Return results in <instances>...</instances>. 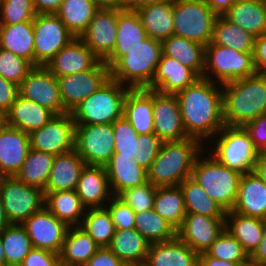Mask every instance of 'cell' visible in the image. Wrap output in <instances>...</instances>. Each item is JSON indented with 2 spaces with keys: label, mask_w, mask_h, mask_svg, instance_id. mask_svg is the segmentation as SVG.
<instances>
[{
  "label": "cell",
  "mask_w": 266,
  "mask_h": 266,
  "mask_svg": "<svg viewBox=\"0 0 266 266\" xmlns=\"http://www.w3.org/2000/svg\"><path fill=\"white\" fill-rule=\"evenodd\" d=\"M176 96L187 136L198 139L203 144H206V140L212 142L211 139L225 125L222 85L199 78Z\"/></svg>",
  "instance_id": "obj_1"
},
{
  "label": "cell",
  "mask_w": 266,
  "mask_h": 266,
  "mask_svg": "<svg viewBox=\"0 0 266 266\" xmlns=\"http://www.w3.org/2000/svg\"><path fill=\"white\" fill-rule=\"evenodd\" d=\"M162 53V41L148 37L131 50L113 51L104 62L111 79L130 89H147Z\"/></svg>",
  "instance_id": "obj_2"
},
{
  "label": "cell",
  "mask_w": 266,
  "mask_h": 266,
  "mask_svg": "<svg viewBox=\"0 0 266 266\" xmlns=\"http://www.w3.org/2000/svg\"><path fill=\"white\" fill-rule=\"evenodd\" d=\"M225 125L241 126L266 113V75L256 74L222 85Z\"/></svg>",
  "instance_id": "obj_3"
},
{
  "label": "cell",
  "mask_w": 266,
  "mask_h": 266,
  "mask_svg": "<svg viewBox=\"0 0 266 266\" xmlns=\"http://www.w3.org/2000/svg\"><path fill=\"white\" fill-rule=\"evenodd\" d=\"M195 138L165 141L147 171L148 181L155 187L178 186L191 177L197 157L207 146ZM205 147V148H204Z\"/></svg>",
  "instance_id": "obj_4"
},
{
  "label": "cell",
  "mask_w": 266,
  "mask_h": 266,
  "mask_svg": "<svg viewBox=\"0 0 266 266\" xmlns=\"http://www.w3.org/2000/svg\"><path fill=\"white\" fill-rule=\"evenodd\" d=\"M129 90L109 78L71 112L75 125L114 123L123 116L124 100Z\"/></svg>",
  "instance_id": "obj_5"
},
{
  "label": "cell",
  "mask_w": 266,
  "mask_h": 266,
  "mask_svg": "<svg viewBox=\"0 0 266 266\" xmlns=\"http://www.w3.org/2000/svg\"><path fill=\"white\" fill-rule=\"evenodd\" d=\"M203 153L205 151L197 157L191 177L226 212L232 211L242 174L221 164L212 155L202 156Z\"/></svg>",
  "instance_id": "obj_6"
},
{
  "label": "cell",
  "mask_w": 266,
  "mask_h": 266,
  "mask_svg": "<svg viewBox=\"0 0 266 266\" xmlns=\"http://www.w3.org/2000/svg\"><path fill=\"white\" fill-rule=\"evenodd\" d=\"M214 137L212 153L208 154L242 175L254 171L260 153L244 127L224 125Z\"/></svg>",
  "instance_id": "obj_7"
},
{
  "label": "cell",
  "mask_w": 266,
  "mask_h": 266,
  "mask_svg": "<svg viewBox=\"0 0 266 266\" xmlns=\"http://www.w3.org/2000/svg\"><path fill=\"white\" fill-rule=\"evenodd\" d=\"M256 74L253 52H240L219 45L205 46V67L202 78L223 85Z\"/></svg>",
  "instance_id": "obj_8"
},
{
  "label": "cell",
  "mask_w": 266,
  "mask_h": 266,
  "mask_svg": "<svg viewBox=\"0 0 266 266\" xmlns=\"http://www.w3.org/2000/svg\"><path fill=\"white\" fill-rule=\"evenodd\" d=\"M217 17L205 0H173V35L207 46Z\"/></svg>",
  "instance_id": "obj_9"
},
{
  "label": "cell",
  "mask_w": 266,
  "mask_h": 266,
  "mask_svg": "<svg viewBox=\"0 0 266 266\" xmlns=\"http://www.w3.org/2000/svg\"><path fill=\"white\" fill-rule=\"evenodd\" d=\"M0 196L11 224H22L44 207V191L25 184L15 176L0 177Z\"/></svg>",
  "instance_id": "obj_10"
},
{
  "label": "cell",
  "mask_w": 266,
  "mask_h": 266,
  "mask_svg": "<svg viewBox=\"0 0 266 266\" xmlns=\"http://www.w3.org/2000/svg\"><path fill=\"white\" fill-rule=\"evenodd\" d=\"M112 124L75 125L74 150L89 166H105L114 154Z\"/></svg>",
  "instance_id": "obj_11"
},
{
  "label": "cell",
  "mask_w": 266,
  "mask_h": 266,
  "mask_svg": "<svg viewBox=\"0 0 266 266\" xmlns=\"http://www.w3.org/2000/svg\"><path fill=\"white\" fill-rule=\"evenodd\" d=\"M34 66L48 62L75 36L56 14H37L33 20Z\"/></svg>",
  "instance_id": "obj_12"
},
{
  "label": "cell",
  "mask_w": 266,
  "mask_h": 266,
  "mask_svg": "<svg viewBox=\"0 0 266 266\" xmlns=\"http://www.w3.org/2000/svg\"><path fill=\"white\" fill-rule=\"evenodd\" d=\"M110 78L108 65L101 60L94 68L57 78L64 109L71 113L83 100Z\"/></svg>",
  "instance_id": "obj_13"
},
{
  "label": "cell",
  "mask_w": 266,
  "mask_h": 266,
  "mask_svg": "<svg viewBox=\"0 0 266 266\" xmlns=\"http://www.w3.org/2000/svg\"><path fill=\"white\" fill-rule=\"evenodd\" d=\"M29 136L32 149L53 155L64 154L74 150L75 122L71 113L56 115Z\"/></svg>",
  "instance_id": "obj_14"
},
{
  "label": "cell",
  "mask_w": 266,
  "mask_h": 266,
  "mask_svg": "<svg viewBox=\"0 0 266 266\" xmlns=\"http://www.w3.org/2000/svg\"><path fill=\"white\" fill-rule=\"evenodd\" d=\"M19 95L52 111L68 113L62 104L57 77L45 66H35L18 86Z\"/></svg>",
  "instance_id": "obj_15"
},
{
  "label": "cell",
  "mask_w": 266,
  "mask_h": 266,
  "mask_svg": "<svg viewBox=\"0 0 266 266\" xmlns=\"http://www.w3.org/2000/svg\"><path fill=\"white\" fill-rule=\"evenodd\" d=\"M33 248L60 253L69 226L53 215L45 206L21 224Z\"/></svg>",
  "instance_id": "obj_16"
},
{
  "label": "cell",
  "mask_w": 266,
  "mask_h": 266,
  "mask_svg": "<svg viewBox=\"0 0 266 266\" xmlns=\"http://www.w3.org/2000/svg\"><path fill=\"white\" fill-rule=\"evenodd\" d=\"M153 122L154 134L163 142L189 138L176 94H165L153 89Z\"/></svg>",
  "instance_id": "obj_17"
},
{
  "label": "cell",
  "mask_w": 266,
  "mask_h": 266,
  "mask_svg": "<svg viewBox=\"0 0 266 266\" xmlns=\"http://www.w3.org/2000/svg\"><path fill=\"white\" fill-rule=\"evenodd\" d=\"M225 218L186 213L176 236L199 255L206 253L225 229Z\"/></svg>",
  "instance_id": "obj_18"
},
{
  "label": "cell",
  "mask_w": 266,
  "mask_h": 266,
  "mask_svg": "<svg viewBox=\"0 0 266 266\" xmlns=\"http://www.w3.org/2000/svg\"><path fill=\"white\" fill-rule=\"evenodd\" d=\"M79 38L98 58L105 60L116 44L117 9H99Z\"/></svg>",
  "instance_id": "obj_19"
},
{
  "label": "cell",
  "mask_w": 266,
  "mask_h": 266,
  "mask_svg": "<svg viewBox=\"0 0 266 266\" xmlns=\"http://www.w3.org/2000/svg\"><path fill=\"white\" fill-rule=\"evenodd\" d=\"M100 61L79 37H75L45 67L58 78L92 69Z\"/></svg>",
  "instance_id": "obj_20"
},
{
  "label": "cell",
  "mask_w": 266,
  "mask_h": 266,
  "mask_svg": "<svg viewBox=\"0 0 266 266\" xmlns=\"http://www.w3.org/2000/svg\"><path fill=\"white\" fill-rule=\"evenodd\" d=\"M30 149L29 134L6 125L0 131V177L15 176Z\"/></svg>",
  "instance_id": "obj_21"
},
{
  "label": "cell",
  "mask_w": 266,
  "mask_h": 266,
  "mask_svg": "<svg viewBox=\"0 0 266 266\" xmlns=\"http://www.w3.org/2000/svg\"><path fill=\"white\" fill-rule=\"evenodd\" d=\"M199 78L192 69L162 53L154 78L148 88L165 94H177L194 84Z\"/></svg>",
  "instance_id": "obj_22"
},
{
  "label": "cell",
  "mask_w": 266,
  "mask_h": 266,
  "mask_svg": "<svg viewBox=\"0 0 266 266\" xmlns=\"http://www.w3.org/2000/svg\"><path fill=\"white\" fill-rule=\"evenodd\" d=\"M76 192L87 209L105 207L113 197L105 167L86 165L79 177Z\"/></svg>",
  "instance_id": "obj_23"
},
{
  "label": "cell",
  "mask_w": 266,
  "mask_h": 266,
  "mask_svg": "<svg viewBox=\"0 0 266 266\" xmlns=\"http://www.w3.org/2000/svg\"><path fill=\"white\" fill-rule=\"evenodd\" d=\"M232 211L266 220V183L254 171L241 175Z\"/></svg>",
  "instance_id": "obj_24"
},
{
  "label": "cell",
  "mask_w": 266,
  "mask_h": 266,
  "mask_svg": "<svg viewBox=\"0 0 266 266\" xmlns=\"http://www.w3.org/2000/svg\"><path fill=\"white\" fill-rule=\"evenodd\" d=\"M104 167L113 196L148 182L147 171L137 163L135 157L112 156Z\"/></svg>",
  "instance_id": "obj_25"
},
{
  "label": "cell",
  "mask_w": 266,
  "mask_h": 266,
  "mask_svg": "<svg viewBox=\"0 0 266 266\" xmlns=\"http://www.w3.org/2000/svg\"><path fill=\"white\" fill-rule=\"evenodd\" d=\"M85 166L75 150L55 155L44 192L76 190Z\"/></svg>",
  "instance_id": "obj_26"
},
{
  "label": "cell",
  "mask_w": 266,
  "mask_h": 266,
  "mask_svg": "<svg viewBox=\"0 0 266 266\" xmlns=\"http://www.w3.org/2000/svg\"><path fill=\"white\" fill-rule=\"evenodd\" d=\"M123 116L140 134H154L153 89H130L124 100Z\"/></svg>",
  "instance_id": "obj_27"
},
{
  "label": "cell",
  "mask_w": 266,
  "mask_h": 266,
  "mask_svg": "<svg viewBox=\"0 0 266 266\" xmlns=\"http://www.w3.org/2000/svg\"><path fill=\"white\" fill-rule=\"evenodd\" d=\"M199 254L177 236L170 241L150 244L144 266H198Z\"/></svg>",
  "instance_id": "obj_28"
},
{
  "label": "cell",
  "mask_w": 266,
  "mask_h": 266,
  "mask_svg": "<svg viewBox=\"0 0 266 266\" xmlns=\"http://www.w3.org/2000/svg\"><path fill=\"white\" fill-rule=\"evenodd\" d=\"M6 116L8 126L30 134L47 124L56 115L18 94Z\"/></svg>",
  "instance_id": "obj_29"
},
{
  "label": "cell",
  "mask_w": 266,
  "mask_h": 266,
  "mask_svg": "<svg viewBox=\"0 0 266 266\" xmlns=\"http://www.w3.org/2000/svg\"><path fill=\"white\" fill-rule=\"evenodd\" d=\"M126 266H144L150 243L136 230H115L107 246Z\"/></svg>",
  "instance_id": "obj_30"
},
{
  "label": "cell",
  "mask_w": 266,
  "mask_h": 266,
  "mask_svg": "<svg viewBox=\"0 0 266 266\" xmlns=\"http://www.w3.org/2000/svg\"><path fill=\"white\" fill-rule=\"evenodd\" d=\"M100 246L80 226H69L61 251V266H84Z\"/></svg>",
  "instance_id": "obj_31"
},
{
  "label": "cell",
  "mask_w": 266,
  "mask_h": 266,
  "mask_svg": "<svg viewBox=\"0 0 266 266\" xmlns=\"http://www.w3.org/2000/svg\"><path fill=\"white\" fill-rule=\"evenodd\" d=\"M223 15L254 37L266 35V0H237Z\"/></svg>",
  "instance_id": "obj_32"
},
{
  "label": "cell",
  "mask_w": 266,
  "mask_h": 266,
  "mask_svg": "<svg viewBox=\"0 0 266 266\" xmlns=\"http://www.w3.org/2000/svg\"><path fill=\"white\" fill-rule=\"evenodd\" d=\"M264 227V219L233 211L226 212L225 229L242 244L249 256L259 247L263 239Z\"/></svg>",
  "instance_id": "obj_33"
},
{
  "label": "cell",
  "mask_w": 266,
  "mask_h": 266,
  "mask_svg": "<svg viewBox=\"0 0 266 266\" xmlns=\"http://www.w3.org/2000/svg\"><path fill=\"white\" fill-rule=\"evenodd\" d=\"M148 37L163 41L173 35V0L135 9Z\"/></svg>",
  "instance_id": "obj_34"
},
{
  "label": "cell",
  "mask_w": 266,
  "mask_h": 266,
  "mask_svg": "<svg viewBox=\"0 0 266 266\" xmlns=\"http://www.w3.org/2000/svg\"><path fill=\"white\" fill-rule=\"evenodd\" d=\"M44 206L68 226H80L87 208L76 190L44 192Z\"/></svg>",
  "instance_id": "obj_35"
},
{
  "label": "cell",
  "mask_w": 266,
  "mask_h": 266,
  "mask_svg": "<svg viewBox=\"0 0 266 266\" xmlns=\"http://www.w3.org/2000/svg\"><path fill=\"white\" fill-rule=\"evenodd\" d=\"M163 54L177 59L183 66L192 69L200 78L203 77L205 67V46L172 35L162 41Z\"/></svg>",
  "instance_id": "obj_36"
},
{
  "label": "cell",
  "mask_w": 266,
  "mask_h": 266,
  "mask_svg": "<svg viewBox=\"0 0 266 266\" xmlns=\"http://www.w3.org/2000/svg\"><path fill=\"white\" fill-rule=\"evenodd\" d=\"M0 48L12 52L34 65L33 22L0 25Z\"/></svg>",
  "instance_id": "obj_37"
},
{
  "label": "cell",
  "mask_w": 266,
  "mask_h": 266,
  "mask_svg": "<svg viewBox=\"0 0 266 266\" xmlns=\"http://www.w3.org/2000/svg\"><path fill=\"white\" fill-rule=\"evenodd\" d=\"M255 37L239 25L218 15L214 23L211 42L208 45H219L240 52H253Z\"/></svg>",
  "instance_id": "obj_38"
},
{
  "label": "cell",
  "mask_w": 266,
  "mask_h": 266,
  "mask_svg": "<svg viewBox=\"0 0 266 266\" xmlns=\"http://www.w3.org/2000/svg\"><path fill=\"white\" fill-rule=\"evenodd\" d=\"M153 209L177 231L186 216L180 186L157 187Z\"/></svg>",
  "instance_id": "obj_39"
},
{
  "label": "cell",
  "mask_w": 266,
  "mask_h": 266,
  "mask_svg": "<svg viewBox=\"0 0 266 266\" xmlns=\"http://www.w3.org/2000/svg\"><path fill=\"white\" fill-rule=\"evenodd\" d=\"M98 10L94 0H64L56 15L75 37H79Z\"/></svg>",
  "instance_id": "obj_40"
},
{
  "label": "cell",
  "mask_w": 266,
  "mask_h": 266,
  "mask_svg": "<svg viewBox=\"0 0 266 266\" xmlns=\"http://www.w3.org/2000/svg\"><path fill=\"white\" fill-rule=\"evenodd\" d=\"M148 38L138 13L133 9L117 10V39L113 51H128Z\"/></svg>",
  "instance_id": "obj_41"
},
{
  "label": "cell",
  "mask_w": 266,
  "mask_h": 266,
  "mask_svg": "<svg viewBox=\"0 0 266 266\" xmlns=\"http://www.w3.org/2000/svg\"><path fill=\"white\" fill-rule=\"evenodd\" d=\"M185 200L186 213L201 214L208 217H226V211L192 177L179 184Z\"/></svg>",
  "instance_id": "obj_42"
},
{
  "label": "cell",
  "mask_w": 266,
  "mask_h": 266,
  "mask_svg": "<svg viewBox=\"0 0 266 266\" xmlns=\"http://www.w3.org/2000/svg\"><path fill=\"white\" fill-rule=\"evenodd\" d=\"M55 155L30 149L15 177L29 186L44 191Z\"/></svg>",
  "instance_id": "obj_43"
},
{
  "label": "cell",
  "mask_w": 266,
  "mask_h": 266,
  "mask_svg": "<svg viewBox=\"0 0 266 266\" xmlns=\"http://www.w3.org/2000/svg\"><path fill=\"white\" fill-rule=\"evenodd\" d=\"M7 266H20L33 249L32 242L21 224H10L1 233Z\"/></svg>",
  "instance_id": "obj_44"
},
{
  "label": "cell",
  "mask_w": 266,
  "mask_h": 266,
  "mask_svg": "<svg viewBox=\"0 0 266 266\" xmlns=\"http://www.w3.org/2000/svg\"><path fill=\"white\" fill-rule=\"evenodd\" d=\"M134 229L150 244L170 241L176 237V230L154 209L135 213Z\"/></svg>",
  "instance_id": "obj_45"
},
{
  "label": "cell",
  "mask_w": 266,
  "mask_h": 266,
  "mask_svg": "<svg viewBox=\"0 0 266 266\" xmlns=\"http://www.w3.org/2000/svg\"><path fill=\"white\" fill-rule=\"evenodd\" d=\"M80 227L100 247H107L115 233L114 223L105 207L87 209Z\"/></svg>",
  "instance_id": "obj_46"
},
{
  "label": "cell",
  "mask_w": 266,
  "mask_h": 266,
  "mask_svg": "<svg viewBox=\"0 0 266 266\" xmlns=\"http://www.w3.org/2000/svg\"><path fill=\"white\" fill-rule=\"evenodd\" d=\"M206 254L216 259L233 263H250V256L242 244L226 229L212 243Z\"/></svg>",
  "instance_id": "obj_47"
},
{
  "label": "cell",
  "mask_w": 266,
  "mask_h": 266,
  "mask_svg": "<svg viewBox=\"0 0 266 266\" xmlns=\"http://www.w3.org/2000/svg\"><path fill=\"white\" fill-rule=\"evenodd\" d=\"M115 136L114 154L112 156L135 157L137 155L139 134L131 123L122 116L112 123Z\"/></svg>",
  "instance_id": "obj_48"
},
{
  "label": "cell",
  "mask_w": 266,
  "mask_h": 266,
  "mask_svg": "<svg viewBox=\"0 0 266 266\" xmlns=\"http://www.w3.org/2000/svg\"><path fill=\"white\" fill-rule=\"evenodd\" d=\"M36 15L32 0H0V25L33 22Z\"/></svg>",
  "instance_id": "obj_49"
},
{
  "label": "cell",
  "mask_w": 266,
  "mask_h": 266,
  "mask_svg": "<svg viewBox=\"0 0 266 266\" xmlns=\"http://www.w3.org/2000/svg\"><path fill=\"white\" fill-rule=\"evenodd\" d=\"M35 66L28 60L0 48V76L17 86Z\"/></svg>",
  "instance_id": "obj_50"
},
{
  "label": "cell",
  "mask_w": 266,
  "mask_h": 266,
  "mask_svg": "<svg viewBox=\"0 0 266 266\" xmlns=\"http://www.w3.org/2000/svg\"><path fill=\"white\" fill-rule=\"evenodd\" d=\"M156 191L157 187L148 181L144 185L121 192L117 197L129 205L135 213H139L153 209Z\"/></svg>",
  "instance_id": "obj_51"
},
{
  "label": "cell",
  "mask_w": 266,
  "mask_h": 266,
  "mask_svg": "<svg viewBox=\"0 0 266 266\" xmlns=\"http://www.w3.org/2000/svg\"><path fill=\"white\" fill-rule=\"evenodd\" d=\"M138 142L135 160L142 168L148 171L156 159L163 141L155 134H140Z\"/></svg>",
  "instance_id": "obj_52"
},
{
  "label": "cell",
  "mask_w": 266,
  "mask_h": 266,
  "mask_svg": "<svg viewBox=\"0 0 266 266\" xmlns=\"http://www.w3.org/2000/svg\"><path fill=\"white\" fill-rule=\"evenodd\" d=\"M105 208L110 213L115 230L134 229V210L117 196H113Z\"/></svg>",
  "instance_id": "obj_53"
},
{
  "label": "cell",
  "mask_w": 266,
  "mask_h": 266,
  "mask_svg": "<svg viewBox=\"0 0 266 266\" xmlns=\"http://www.w3.org/2000/svg\"><path fill=\"white\" fill-rule=\"evenodd\" d=\"M243 127L259 153L266 152V113L246 123Z\"/></svg>",
  "instance_id": "obj_54"
},
{
  "label": "cell",
  "mask_w": 266,
  "mask_h": 266,
  "mask_svg": "<svg viewBox=\"0 0 266 266\" xmlns=\"http://www.w3.org/2000/svg\"><path fill=\"white\" fill-rule=\"evenodd\" d=\"M20 266H61L59 254L33 248L24 258Z\"/></svg>",
  "instance_id": "obj_55"
},
{
  "label": "cell",
  "mask_w": 266,
  "mask_h": 266,
  "mask_svg": "<svg viewBox=\"0 0 266 266\" xmlns=\"http://www.w3.org/2000/svg\"><path fill=\"white\" fill-rule=\"evenodd\" d=\"M84 266H126L108 247H100Z\"/></svg>",
  "instance_id": "obj_56"
},
{
  "label": "cell",
  "mask_w": 266,
  "mask_h": 266,
  "mask_svg": "<svg viewBox=\"0 0 266 266\" xmlns=\"http://www.w3.org/2000/svg\"><path fill=\"white\" fill-rule=\"evenodd\" d=\"M18 94V86L0 76V110L7 113Z\"/></svg>",
  "instance_id": "obj_57"
},
{
  "label": "cell",
  "mask_w": 266,
  "mask_h": 266,
  "mask_svg": "<svg viewBox=\"0 0 266 266\" xmlns=\"http://www.w3.org/2000/svg\"><path fill=\"white\" fill-rule=\"evenodd\" d=\"M253 57L257 74L266 75V35L255 37Z\"/></svg>",
  "instance_id": "obj_58"
},
{
  "label": "cell",
  "mask_w": 266,
  "mask_h": 266,
  "mask_svg": "<svg viewBox=\"0 0 266 266\" xmlns=\"http://www.w3.org/2000/svg\"><path fill=\"white\" fill-rule=\"evenodd\" d=\"M64 0H32L37 14H56Z\"/></svg>",
  "instance_id": "obj_59"
},
{
  "label": "cell",
  "mask_w": 266,
  "mask_h": 266,
  "mask_svg": "<svg viewBox=\"0 0 266 266\" xmlns=\"http://www.w3.org/2000/svg\"><path fill=\"white\" fill-rule=\"evenodd\" d=\"M266 265V220L264 227L263 239L259 247L250 256V266H264Z\"/></svg>",
  "instance_id": "obj_60"
},
{
  "label": "cell",
  "mask_w": 266,
  "mask_h": 266,
  "mask_svg": "<svg viewBox=\"0 0 266 266\" xmlns=\"http://www.w3.org/2000/svg\"><path fill=\"white\" fill-rule=\"evenodd\" d=\"M198 266H250V263L228 262L210 257L206 253H202L199 255Z\"/></svg>",
  "instance_id": "obj_61"
},
{
  "label": "cell",
  "mask_w": 266,
  "mask_h": 266,
  "mask_svg": "<svg viewBox=\"0 0 266 266\" xmlns=\"http://www.w3.org/2000/svg\"><path fill=\"white\" fill-rule=\"evenodd\" d=\"M237 0H205L207 5L217 14L223 15Z\"/></svg>",
  "instance_id": "obj_62"
},
{
  "label": "cell",
  "mask_w": 266,
  "mask_h": 266,
  "mask_svg": "<svg viewBox=\"0 0 266 266\" xmlns=\"http://www.w3.org/2000/svg\"><path fill=\"white\" fill-rule=\"evenodd\" d=\"M99 9H117L127 8V0H94Z\"/></svg>",
  "instance_id": "obj_63"
},
{
  "label": "cell",
  "mask_w": 266,
  "mask_h": 266,
  "mask_svg": "<svg viewBox=\"0 0 266 266\" xmlns=\"http://www.w3.org/2000/svg\"><path fill=\"white\" fill-rule=\"evenodd\" d=\"M254 172L266 183V152L259 154Z\"/></svg>",
  "instance_id": "obj_64"
},
{
  "label": "cell",
  "mask_w": 266,
  "mask_h": 266,
  "mask_svg": "<svg viewBox=\"0 0 266 266\" xmlns=\"http://www.w3.org/2000/svg\"><path fill=\"white\" fill-rule=\"evenodd\" d=\"M170 0H127V8L135 10L149 4L163 3Z\"/></svg>",
  "instance_id": "obj_65"
},
{
  "label": "cell",
  "mask_w": 266,
  "mask_h": 266,
  "mask_svg": "<svg viewBox=\"0 0 266 266\" xmlns=\"http://www.w3.org/2000/svg\"><path fill=\"white\" fill-rule=\"evenodd\" d=\"M11 223L9 222L6 213H5V209L3 206V202H2V198L0 196V233L7 227L9 226Z\"/></svg>",
  "instance_id": "obj_66"
},
{
  "label": "cell",
  "mask_w": 266,
  "mask_h": 266,
  "mask_svg": "<svg viewBox=\"0 0 266 266\" xmlns=\"http://www.w3.org/2000/svg\"><path fill=\"white\" fill-rule=\"evenodd\" d=\"M7 125L6 113L0 110V131Z\"/></svg>",
  "instance_id": "obj_67"
},
{
  "label": "cell",
  "mask_w": 266,
  "mask_h": 266,
  "mask_svg": "<svg viewBox=\"0 0 266 266\" xmlns=\"http://www.w3.org/2000/svg\"><path fill=\"white\" fill-rule=\"evenodd\" d=\"M6 265L4 248L2 246L1 234H0V266Z\"/></svg>",
  "instance_id": "obj_68"
}]
</instances>
